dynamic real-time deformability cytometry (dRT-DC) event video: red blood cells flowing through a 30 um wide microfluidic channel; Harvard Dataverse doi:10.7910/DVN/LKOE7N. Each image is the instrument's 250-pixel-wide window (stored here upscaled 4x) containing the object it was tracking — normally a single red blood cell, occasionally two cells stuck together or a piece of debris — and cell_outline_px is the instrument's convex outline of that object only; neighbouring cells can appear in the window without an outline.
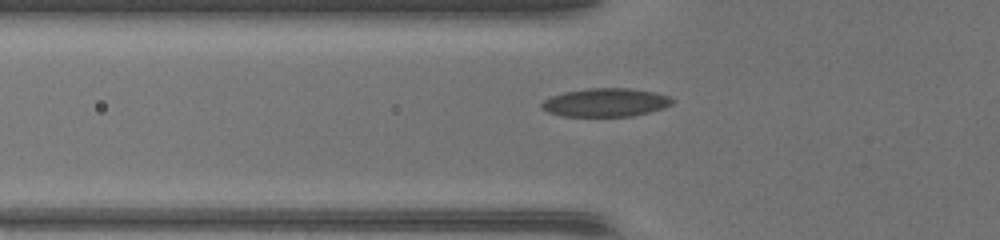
{"species": "common noctule bat (a hibernating species)", "species_latin": "Nyctalus noctula", "temperature_condition": "warm", "stored_images_in_passage": 32, "camera_frame_rate_fps": 3000, "um_per_image_px": 0.085, "animal": {"sex": "female", "body_mass_g": 17.0, "forearm_length_mm": 48.0}, "frame": {"image": 1, "passage_image": 3, "time_ms": 0.667, "image_size_px": [1000, 240], "cell_outline_px": [[672, 104], [664, 108], [632, 116], [560, 116], [548, 112], [540, 108], [540, 104], [544, 100], [552, 96], [564, 92], [588, 88], [628, 88], [652, 92], [668, 96], [672, 100]], "centroid_in_image_um": [51.42, 8.71], "position_along_channel_um": 74.4, "area_um2": 21.5}}
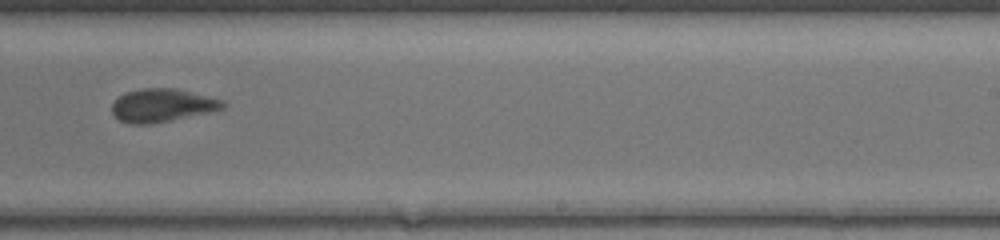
{"frame": {"image": 2, "passage_image": 17, "time_ms": 5.333, "image_size_px": [1000, 240], "cell_outline_px": [[228, 104], [224, 108], [208, 112], [172, 120], [152, 124], [128, 124], [120, 120], [112, 112], [112, 104], [124, 92], [144, 88], [176, 88], [224, 100]], "centroid_in_image_um": [13.8, 8.95], "position_along_channel_um": 275.2, "area_um2": 21.44}}
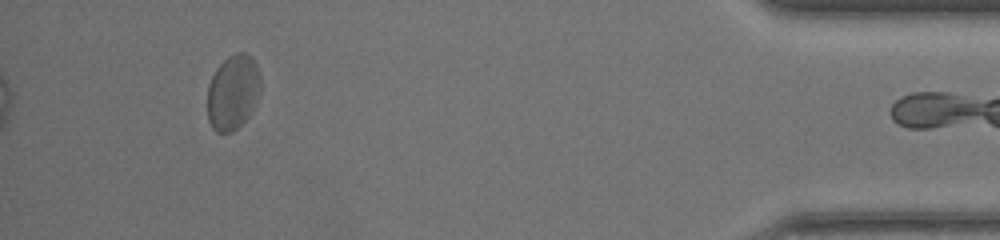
{"frame": {"image": 3, "passage_image": 31, "time_ms": 10.0, "image_size_px": [1000, 240], "cell_outline_px": [[260, 92], [252, 112], [232, 132], [216, 132], [212, 128], [208, 120], [208, 88], [212, 76], [216, 68], [228, 56], [236, 52], [244, 52], [256, 64], [260, 76]], "centroid_in_image_um": [19.79, 7.84], "position_along_channel_um": 415.4, "area_um2": 23.12}}